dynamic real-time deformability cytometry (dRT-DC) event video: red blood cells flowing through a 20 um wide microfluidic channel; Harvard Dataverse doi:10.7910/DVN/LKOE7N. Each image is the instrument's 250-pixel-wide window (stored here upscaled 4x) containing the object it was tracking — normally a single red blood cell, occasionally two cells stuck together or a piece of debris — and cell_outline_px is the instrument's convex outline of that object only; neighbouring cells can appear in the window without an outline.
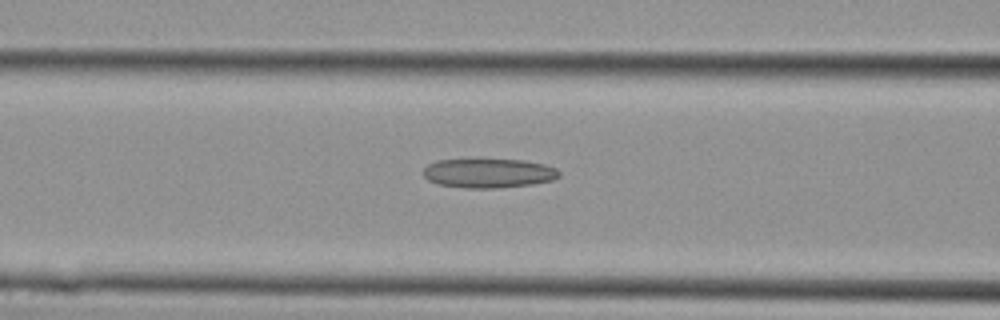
{"species": "Egyptian fruit bat (a non-hibernating species)", "species_latin": "Rousettus aegyptiacus", "temperature_condition": "cold", "stored_images_in_passage": 28, "camera_frame_rate_fps": 3000, "um_per_image_px": 0.085, "animal": {"sex": "female"}, "frame": {"image": 1, "passage_image": 12, "time_ms": 3.667, "image_size_px": [1000, 320], "cell_outline_px": [[560, 176], [552, 180], [532, 184], [496, 188], [464, 188], [440, 184], [428, 180], [424, 176], [424, 168], [428, 164], [436, 160], [524, 160], [544, 164], [556, 168], [560, 172]], "centroid_in_image_um": [41.54, 14.72], "position_along_channel_um": 125.1, "area_um2": 23.0}}
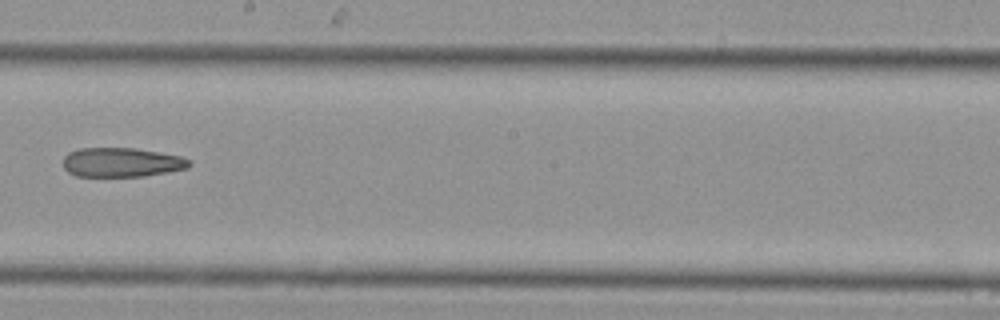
{"frame": {"image": 2, "passage_image": 17, "time_ms": 5.333, "image_size_px": [1000, 320], "cell_outline_px": [[192, 164], [188, 168], [168, 172], [144, 176], [76, 176], [68, 172], [64, 168], [64, 156], [68, 152], [80, 148], [132, 148], [160, 152], [180, 156], [188, 160]], "centroid_in_image_um": [10.33, 13.8], "position_along_channel_um": 237.9, "area_um2": 21.5}}
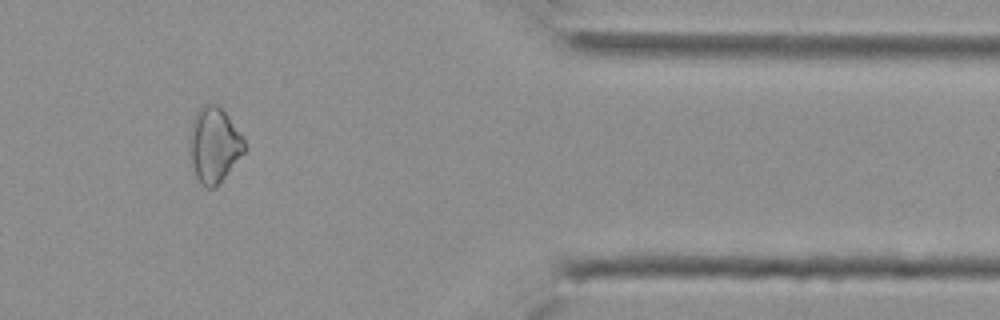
{"frame": {"image": 3, "passage_image": 25, "time_ms": 8.0, "image_size_px": [1000, 320], "cell_outline_px": [[244, 152], [216, 188], [204, 188], [200, 184], [196, 176], [192, 164], [188, 148], [188, 144], [192, 120], [196, 112], [200, 108], [208, 104], [216, 104], [228, 116], [244, 140]], "centroid_in_image_um": [18.16, 12.36], "position_along_channel_um": 393.2, "area_um2": 23.87}}